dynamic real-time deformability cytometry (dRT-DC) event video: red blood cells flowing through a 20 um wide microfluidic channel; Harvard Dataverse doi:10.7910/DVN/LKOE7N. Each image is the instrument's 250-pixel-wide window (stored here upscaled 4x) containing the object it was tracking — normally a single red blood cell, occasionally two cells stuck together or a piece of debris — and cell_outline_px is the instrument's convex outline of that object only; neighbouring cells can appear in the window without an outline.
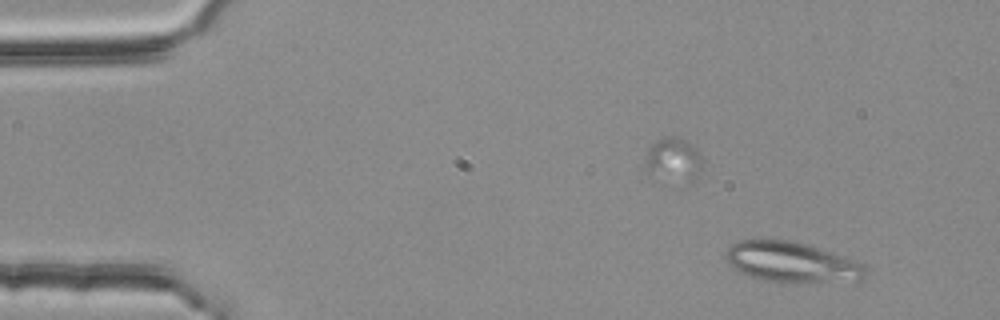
{"species": "common noctule bat (a hibernating species)", "species_latin": "Nyctalus noctula", "temperature_condition": "room temperature", "stored_images_in_passage": 5, "segment_of_instrument_passage": [1, 2], "camera_frame_rate_fps": 3000, "um_per_image_px": 0.085, "animal": {"sex": "female", "body_mass_g": 25.1}, "frame": {"image": 1, "passage_image": 2, "time_ms": 0.333, "image_size_px": [1000, 320], "cell_outline_px": [[868, 268], [864, 276], [860, 280], [784, 284], [764, 280], [740, 272], [732, 268], [728, 264], [724, 256], [724, 252], [732, 244], [740, 240], [792, 240], [832, 252], [852, 260]], "centroid_in_image_um": [67.24, 22.3], "position_along_channel_um": 17.8, "area_um2": 33.06}}